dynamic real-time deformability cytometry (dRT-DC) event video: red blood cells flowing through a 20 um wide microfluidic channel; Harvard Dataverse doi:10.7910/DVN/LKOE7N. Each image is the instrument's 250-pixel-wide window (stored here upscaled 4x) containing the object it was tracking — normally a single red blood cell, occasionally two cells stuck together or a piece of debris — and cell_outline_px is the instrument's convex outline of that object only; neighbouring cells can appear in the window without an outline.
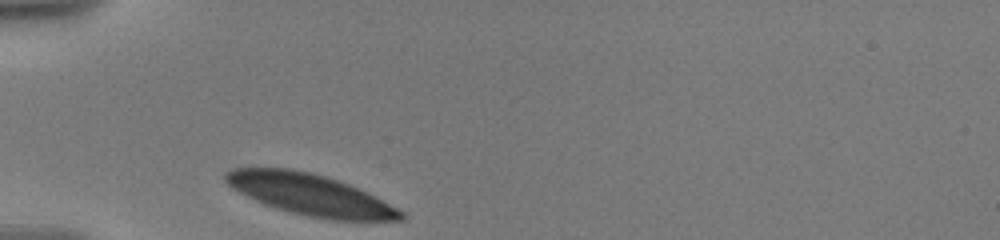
{"species": "human", "species_latin": "Homo sapiens", "temperature_condition": "warm", "stored_images_in_passage": 6, "camera_frame_rate_fps": 3000, "um_per_image_px": 0.085, "donor": {"sex": "male"}, "frame": {"image": 1, "passage_image": 1, "time_ms": 0.0, "image_size_px": [1000, 240], "cell_outline_px": [[408, 216], [404, 220], [332, 220], [308, 216], [288, 212], [264, 204], [232, 188], [224, 180], [224, 172], [232, 168], [292, 168], [312, 172], [348, 184], [368, 192], [376, 196], [404, 212]], "centroid_in_image_um": [26.38, 16.54], "position_along_channel_um": 58.6, "area_um2": 42.14}}